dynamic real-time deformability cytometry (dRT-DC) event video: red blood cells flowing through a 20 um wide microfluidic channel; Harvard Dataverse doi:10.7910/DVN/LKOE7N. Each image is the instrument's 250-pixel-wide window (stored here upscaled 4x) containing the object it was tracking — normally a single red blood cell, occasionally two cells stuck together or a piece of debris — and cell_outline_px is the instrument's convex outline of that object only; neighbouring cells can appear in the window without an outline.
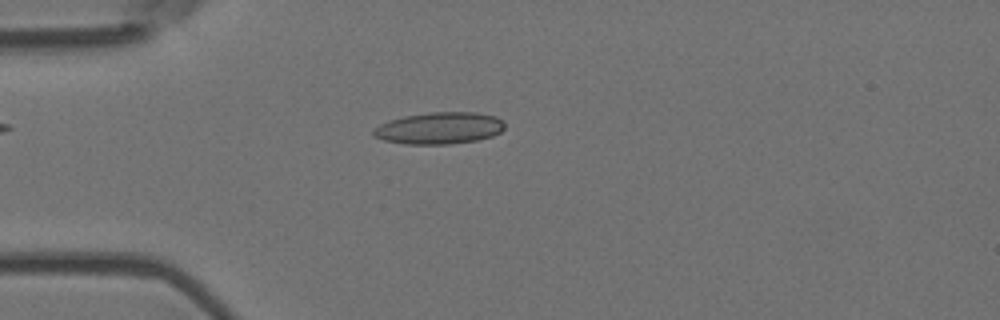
{"species": "Egyptian fruit bat (a non-hibernating species)", "species_latin": "Rousettus aegyptiacus", "temperature_condition": "room temperature", "stored_images_in_passage": 2, "camera_frame_rate_fps": 3000, "um_per_image_px": 0.085, "animal": {"sex": "female"}, "frame": {"image": 1, "passage_image": 2, "time_ms": 0.333, "image_size_px": [1000, 320], "cell_outline_px": [[504, 128], [500, 132], [492, 136], [476, 140], [448, 144], [408, 144], [384, 140], [372, 136], [372, 132], [380, 124], [404, 116], [428, 112], [476, 112], [496, 116], [504, 120]], "centroid_in_image_um": [37.37, 10.88], "position_along_channel_um": 47.6, "area_um2": 24.28}}